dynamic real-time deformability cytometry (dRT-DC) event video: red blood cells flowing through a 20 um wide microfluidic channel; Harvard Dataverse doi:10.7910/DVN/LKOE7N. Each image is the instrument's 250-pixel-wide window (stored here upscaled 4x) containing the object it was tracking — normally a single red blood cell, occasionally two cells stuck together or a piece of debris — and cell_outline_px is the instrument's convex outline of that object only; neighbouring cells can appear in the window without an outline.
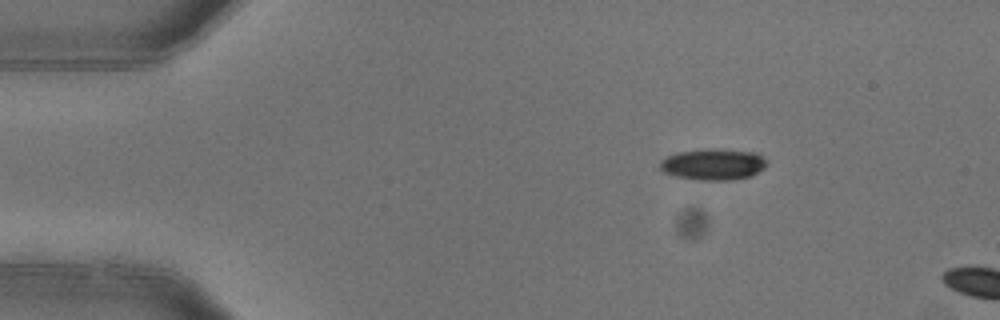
{"species": "common noctule bat (a hibernating species)", "species_latin": "Nyctalus noctula", "temperature_condition": "warm", "stored_images_in_passage": 2, "camera_frame_rate_fps": 3000, "um_per_image_px": 0.085, "animal": {"sex": "female"}, "frame": {"image": 1, "passage_image": 1, "time_ms": 0.0, "image_size_px": [1000, 320], "cell_outline_px": [[768, 164], [764, 168], [752, 176], [732, 180], [700, 180], [676, 176], [664, 172], [660, 168], [660, 160], [676, 152], [708, 148], [720, 148], [756, 152]], "centroid_in_image_um": [60.63, 13.95], "position_along_channel_um": 24.4, "area_um2": 19.65}}